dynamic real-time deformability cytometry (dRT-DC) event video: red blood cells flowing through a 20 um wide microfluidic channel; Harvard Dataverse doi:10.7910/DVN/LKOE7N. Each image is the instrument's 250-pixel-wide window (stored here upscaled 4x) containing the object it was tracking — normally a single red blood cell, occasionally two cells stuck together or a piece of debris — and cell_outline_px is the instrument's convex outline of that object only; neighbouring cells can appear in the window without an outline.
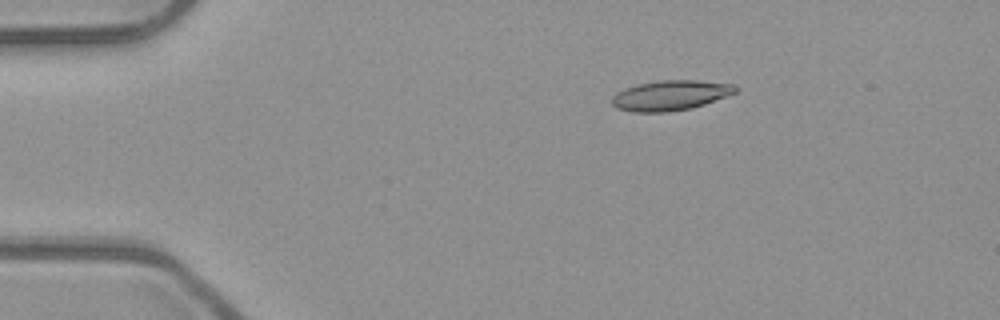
{"species": "common noctule bat (a hibernating species)", "species_latin": "Nyctalus noctula", "temperature_condition": "room temperature", "stored_images_in_passage": 4, "camera_frame_rate_fps": 3000, "um_per_image_px": 0.085, "animal": {"sex": "male", "body_mass_g": 23.1, "forearm_length_mm": 52.7}, "frame": {"image": 1, "passage_image": 3, "time_ms": 0.667, "image_size_px": [1000, 320], "cell_outline_px": [[736, 92], [704, 104], [692, 108], [668, 112], [636, 112], [616, 108], [612, 104], [612, 96], [616, 92], [624, 88], [636, 84], [660, 80], [696, 80], [736, 84]], "centroid_in_image_um": [56.95, 8.1], "position_along_channel_um": 28.0, "area_um2": 21.68}}